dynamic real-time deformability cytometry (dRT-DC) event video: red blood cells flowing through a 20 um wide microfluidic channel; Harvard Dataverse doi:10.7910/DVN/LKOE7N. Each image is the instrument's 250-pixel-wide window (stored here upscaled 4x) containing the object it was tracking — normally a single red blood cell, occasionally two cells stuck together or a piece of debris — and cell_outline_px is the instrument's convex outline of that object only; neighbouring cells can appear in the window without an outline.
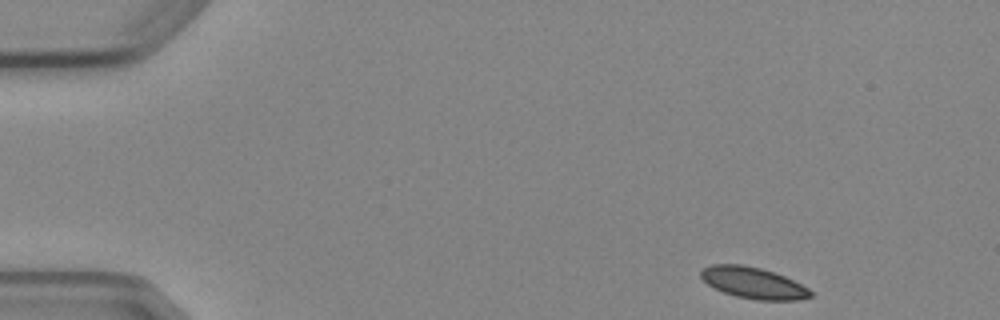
{"species": "Egyptian fruit bat (a non-hibernating species)", "species_latin": "Rousettus aegyptiacus", "temperature_condition": "cold", "stored_images_in_passage": 4, "camera_frame_rate_fps": 3000, "um_per_image_px": 0.085, "animal": {"sex": "female"}, "frame": {"image": 1, "passage_image": 4, "time_ms": 4.333, "image_size_px": [1000, 320], "cell_outline_px": [[812, 296], [796, 300], [760, 300], [736, 296], [724, 292], [708, 284], [700, 276], [700, 272], [704, 268], [712, 264], [744, 264], [760, 268], [784, 276], [808, 288], [812, 292]], "centroid_in_image_um": [64.02, 24.04], "position_along_channel_um": 21.0, "area_um2": 19.71}}